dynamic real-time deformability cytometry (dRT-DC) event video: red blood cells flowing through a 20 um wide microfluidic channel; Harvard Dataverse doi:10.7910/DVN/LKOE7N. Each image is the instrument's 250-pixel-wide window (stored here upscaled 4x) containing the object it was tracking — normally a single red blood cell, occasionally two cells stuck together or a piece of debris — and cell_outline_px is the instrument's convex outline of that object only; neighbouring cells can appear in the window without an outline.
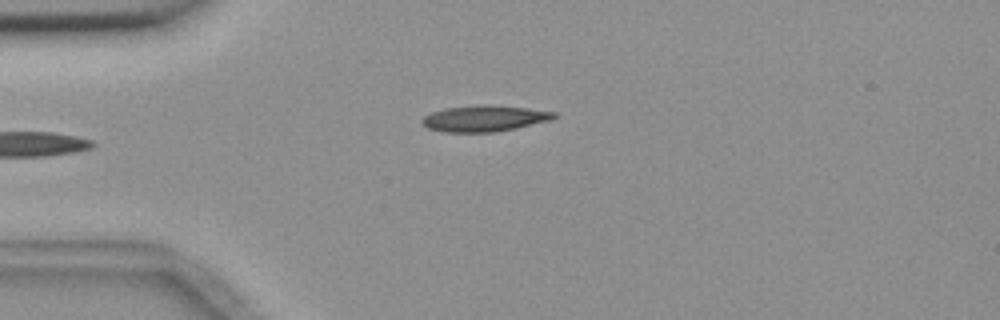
{"species": "common noctule bat (a hibernating species)", "species_latin": "Nyctalus noctula", "temperature_condition": "room temperature", "stored_images_in_passage": 4, "camera_frame_rate_fps": 3000, "um_per_image_px": 0.085, "animal": {"sex": "female", "body_mass_g": 18.4}, "frame": {"image": 1, "passage_image": 4, "time_ms": 3.667, "image_size_px": [1000, 320], "cell_outline_px": [[556, 116], [548, 120], [516, 128], [496, 132], [444, 132], [428, 128], [420, 120], [424, 116], [432, 112], [444, 108], [476, 104], [484, 104], [528, 108], [556, 112]], "centroid_in_image_um": [41.13, 10.06], "position_along_channel_um": 43.9, "area_um2": 20.06}}